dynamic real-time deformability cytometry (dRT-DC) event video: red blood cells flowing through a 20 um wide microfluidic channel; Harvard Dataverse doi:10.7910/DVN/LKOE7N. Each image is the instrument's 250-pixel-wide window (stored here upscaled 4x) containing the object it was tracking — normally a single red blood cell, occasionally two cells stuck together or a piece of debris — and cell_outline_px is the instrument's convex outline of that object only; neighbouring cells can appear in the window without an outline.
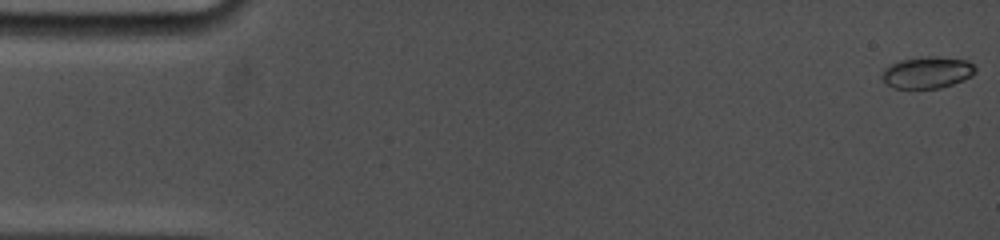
{"species": "common noctule bat (a hibernating species)", "species_latin": "Nyctalus noctula", "temperature_condition": "cold", "stored_images_in_passage": 45, "camera_frame_rate_fps": 5000, "um_per_image_px": 0.085, "animal": {"sex": "female", "body_mass_g": 19.0, "forearm_length_mm": 53.3}, "frame": {"image": 1, "passage_image": 1, "time_ms": 0.0, "image_size_px": [1000, 240], "cell_outline_px": [[976, 72], [972, 76], [964, 80], [940, 88], [892, 88], [880, 76], [880, 72], [884, 68], [900, 60], [924, 56], [936, 56], [968, 60], [976, 68]], "centroid_in_image_um": [78.82, 6.15], "position_along_channel_um": 6.2, "area_um2": 17.4}}
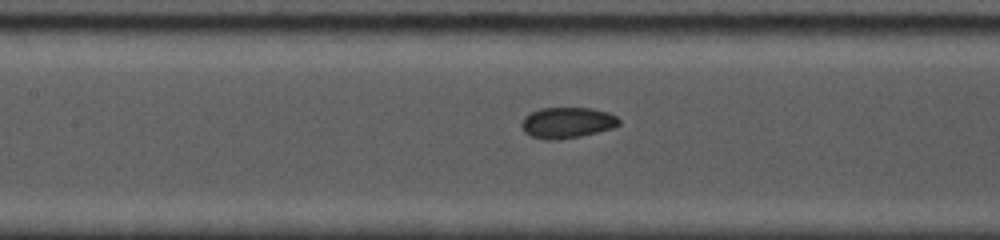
{"frame": {"image": 2, "passage_image": 26, "time_ms": 7.6, "image_size_px": [1000, 240], "cell_outline_px": [[620, 124], [612, 128], [580, 136], [556, 140], [544, 140], [532, 136], [524, 132], [520, 124], [524, 116], [540, 108], [592, 108], [608, 112], [616, 116], [620, 120]], "centroid_in_image_um": [48.19, 10.43], "position_along_channel_um": 159.2, "area_um2": 17.57}}
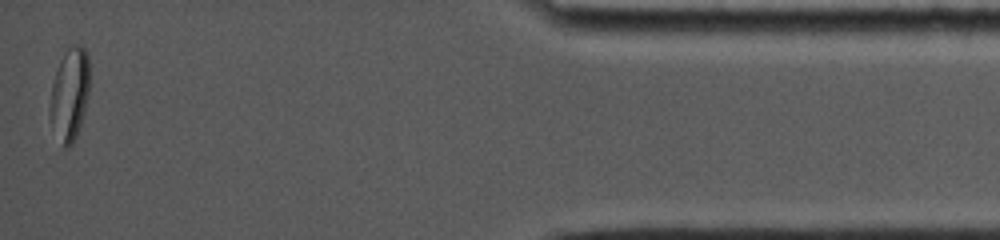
{"frame": {"image": 3, "passage_image": 45, "time_ms": 16.2, "image_size_px": [1000, 240], "cell_outline_px": [[88, 92], [84, 112], [76, 136], [72, 144], [68, 148], [64, 148], [48, 116], [48, 112], [52, 84], [60, 60], [64, 52], [72, 44], [80, 44], [84, 48], [88, 56]], "centroid_in_image_um": [5.9, 7.99], "position_along_channel_um": 429.3, "area_um2": 21.15}, "authors_computed_cell_mechanics": {"area_um2": 17.5134, "velocity_mm_per_s": 3.8088, "shape_relaxation_time_tau1_ms": 5.485, "shape_relaxation_time_tau2_ms": 1.3723, "deformation_change_tau1": 0.1425, "deformation_change_tau2": 0.0285}}